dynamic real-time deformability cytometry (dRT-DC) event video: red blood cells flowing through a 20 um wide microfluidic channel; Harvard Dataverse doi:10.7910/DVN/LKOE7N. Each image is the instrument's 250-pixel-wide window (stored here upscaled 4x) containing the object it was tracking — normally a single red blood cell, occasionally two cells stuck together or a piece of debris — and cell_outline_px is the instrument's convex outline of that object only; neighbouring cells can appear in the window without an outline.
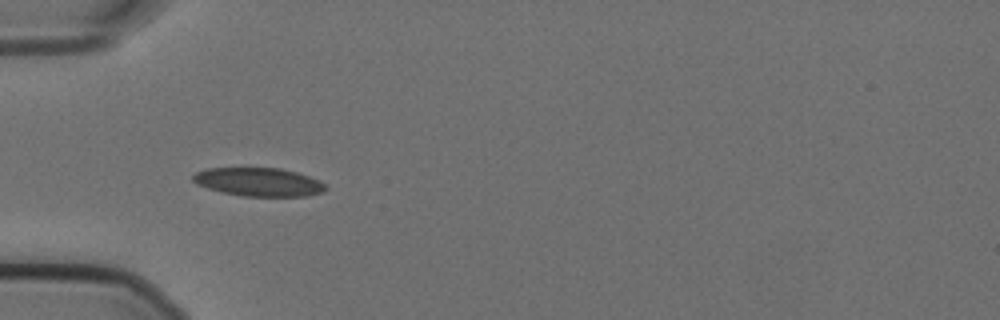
{"species": "Egyptian fruit bat (a non-hibernating species)", "species_latin": "Rousettus aegyptiacus", "temperature_condition": "cold", "stored_images_in_passage": 27, "camera_frame_rate_fps": 3000, "um_per_image_px": 0.085, "animal": {"sex": "female"}, "frame": {"image": 1, "passage_image": 1, "time_ms": 0.0, "image_size_px": [1000, 320], "cell_outline_px": [[328, 188], [324, 192], [308, 196], [244, 196], [220, 192], [196, 184], [192, 180], [192, 176], [196, 172], [208, 168], [280, 168], [296, 172], [320, 180]], "centroid_in_image_um": [22.0, 15.47], "position_along_channel_um": 63.0, "area_um2": 22.08}}
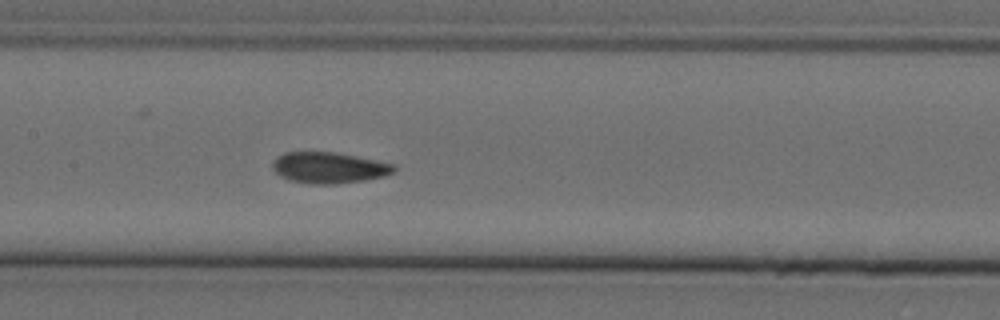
{"frame": {"image": 2, "passage_image": 11, "time_ms": 3.333, "image_size_px": [1000, 320], "cell_outline_px": [[396, 168], [392, 172], [384, 176], [364, 180], [332, 184], [312, 184], [288, 180], [280, 176], [272, 168], [272, 164], [276, 156], [284, 152], [336, 152], [396, 164]], "centroid_in_image_um": [27.93, 14.25], "position_along_channel_um": 179.5, "area_um2": 22.02}}
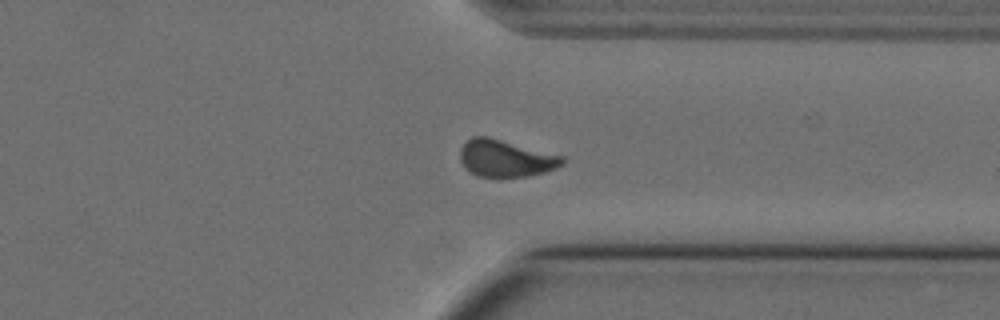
{"frame": {"image": 3, "passage_image": 27, "time_ms": 8.667, "image_size_px": [1000, 320], "cell_outline_px": [[568, 160], [564, 164], [556, 168], [544, 172], [528, 176], [476, 176], [464, 168], [460, 160], [460, 148], [472, 136], [488, 136], [564, 156]], "centroid_in_image_um": [42.99, 13.45], "position_along_channel_um": 368.4, "area_um2": 22.14}, "authors_computed_cell_mechanics": {"area_um2": 22.0796, "velocity_mm_per_s": 3.5641, "shape_relaxation_time_tau1_ms": 9.891, "shape_relaxation_time_tau2_ms": 1.552, "deformation_change_tau1": 0.1774, "deformation_change_tau2": 0.0424}}